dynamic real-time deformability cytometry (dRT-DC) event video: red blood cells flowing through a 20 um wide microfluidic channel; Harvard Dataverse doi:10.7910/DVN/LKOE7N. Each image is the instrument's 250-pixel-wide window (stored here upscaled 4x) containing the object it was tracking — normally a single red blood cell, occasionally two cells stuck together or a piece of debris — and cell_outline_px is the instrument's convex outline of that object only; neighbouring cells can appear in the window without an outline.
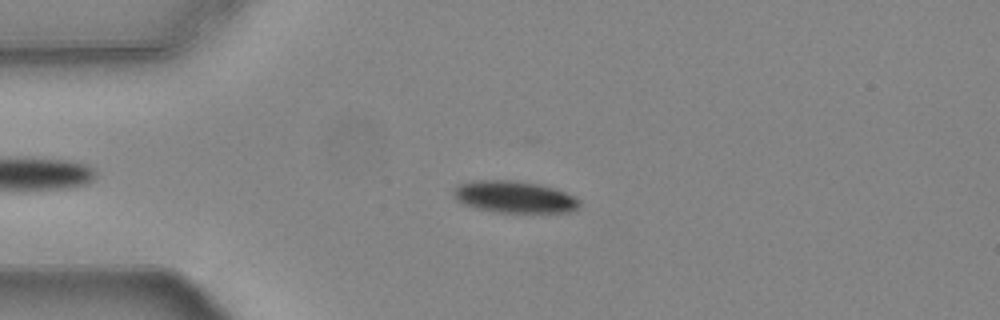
{"species": "common noctule bat (a hibernating species)", "species_latin": "Nyctalus noctula", "temperature_condition": "warm", "stored_images_in_passage": 50, "camera_frame_rate_fps": 3000, "um_per_image_px": 0.085, "animal": {"sex": "female", "body_mass_g": 24.6, "forearm_length_mm": 56.2}, "frame": {"image": 1, "passage_image": 13, "time_ms": 4.0, "image_size_px": [1000, 320], "cell_outline_px": [[580, 204], [576, 208], [568, 212], [496, 212], [476, 208], [464, 204], [456, 200], [452, 196], [452, 188], [460, 184], [472, 180], [512, 180], [540, 184], [556, 188], [580, 200]], "centroid_in_image_um": [43.66, 16.72], "position_along_channel_um": 41.3, "area_um2": 23.47}}
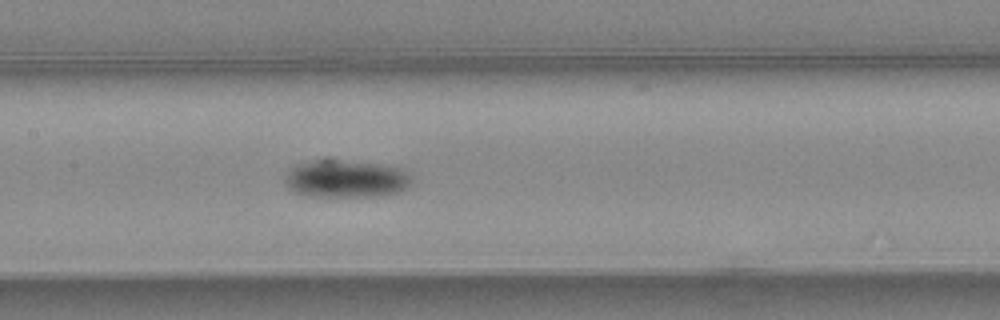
{"frame": {"image": 2, "passage_image": 26, "time_ms": 8.333, "image_size_px": [1000, 320], "cell_outline_px": [[412, 184], [408, 188], [396, 192], [376, 196], [308, 196], [292, 192], [288, 188], [284, 180], [284, 176], [292, 164], [308, 160], [340, 160], [380, 164], [404, 168], [412, 176]], "centroid_in_image_um": [29.38, 15.18], "position_along_channel_um": 178.0, "area_um2": 28.32}}
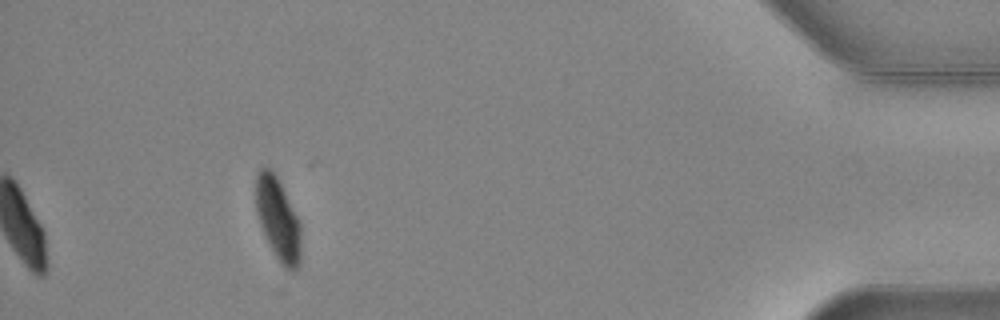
{"frame": {"image": 3, "passage_image": 50, "time_ms": 16.333, "image_size_px": [1000, 320], "cell_outline_px": [[300, 264], [296, 272], [288, 272], [280, 264], [260, 224], [256, 212], [256, 176], [260, 168], [268, 168], [276, 172], [300, 220]], "centroid_in_image_um": [23.66, 18.62], "position_along_channel_um": 411.5, "area_um2": 22.02}, "authors_computed_cell_mechanics": {"area_um2": 24.7095, "velocity_mm_per_s": 3.7254, "shape_relaxation_time_tau1_ms": 3.9645, "shape_relaxation_time_tau2_ms": null, "deformation_change_tau1": 0.1197, "deformation_change_tau2": null}}